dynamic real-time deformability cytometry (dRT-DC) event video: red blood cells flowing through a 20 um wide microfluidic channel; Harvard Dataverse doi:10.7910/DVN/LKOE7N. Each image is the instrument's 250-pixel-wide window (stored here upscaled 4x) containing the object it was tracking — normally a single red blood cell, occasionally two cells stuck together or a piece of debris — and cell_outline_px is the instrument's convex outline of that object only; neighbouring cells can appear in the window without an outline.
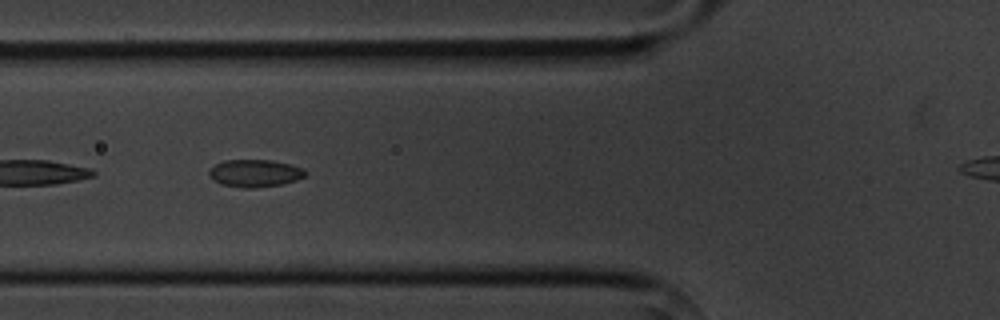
{"species": "common noctule bat (a hibernating species)", "species_latin": "Nyctalus noctula", "temperature_condition": "cold", "stored_images_in_passage": 5, "camera_frame_rate_fps": 3000, "um_per_image_px": 0.085, "animal": {"sex": "male", "body_mass_g": 20.1, "forearm_length_mm": 53.5}, "frame": {"image": 1, "passage_image": 2, "time_ms": 1.0, "image_size_px": [1000, 320], "cell_outline_px": [[304, 176], [296, 180], [280, 184], [252, 188], [244, 188], [220, 184], [208, 176], [208, 172], [216, 164], [224, 160], [272, 160], [304, 168]], "centroid_in_image_um": [21.62, 14.72], "position_along_channel_um": 104.2, "area_um2": 15.2}}
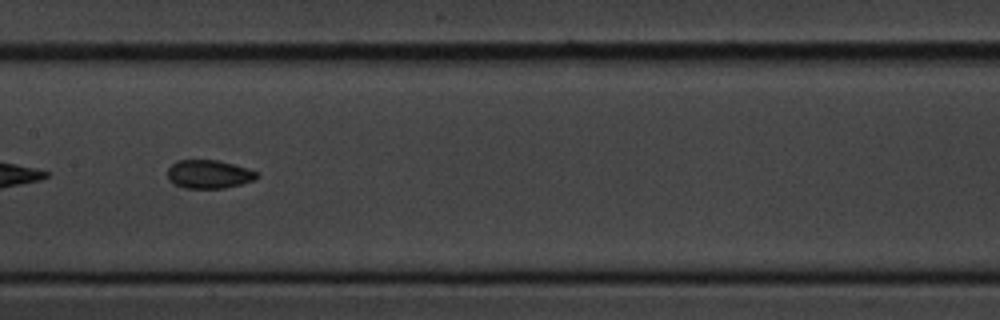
{"frame": {"image": 2, "passage_image": 4, "time_ms": 3.333, "image_size_px": [1000, 320], "cell_outline_px": [[260, 176], [256, 180], [224, 188], [184, 188], [168, 180], [168, 168], [176, 160], [216, 160], [248, 168], [260, 172]], "centroid_in_image_um": [17.79, 14.8], "position_along_channel_um": 189.6, "area_um2": 14.91}}
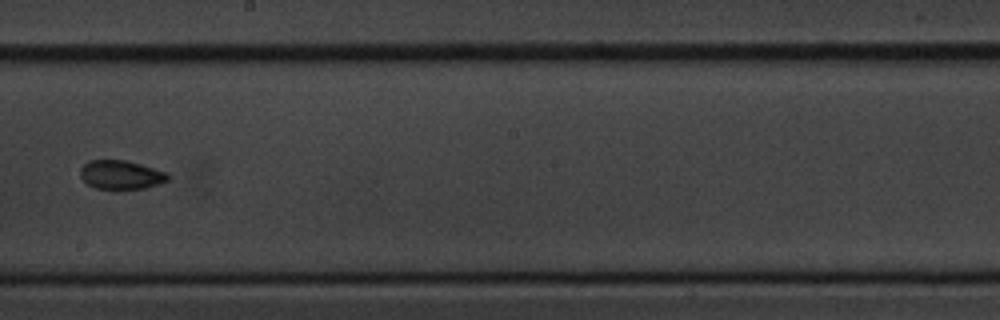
{"frame": {"image": 3, "passage_image": 5, "time_ms": 4.667, "image_size_px": [1000, 320], "cell_outline_px": [[168, 180], [144, 188], [96, 188], [88, 184], [80, 176], [80, 168], [88, 160], [124, 160], [140, 164], [168, 172]], "centroid_in_image_um": [10.26, 14.83], "position_along_channel_um": 237.9, "area_um2": 14.45}}